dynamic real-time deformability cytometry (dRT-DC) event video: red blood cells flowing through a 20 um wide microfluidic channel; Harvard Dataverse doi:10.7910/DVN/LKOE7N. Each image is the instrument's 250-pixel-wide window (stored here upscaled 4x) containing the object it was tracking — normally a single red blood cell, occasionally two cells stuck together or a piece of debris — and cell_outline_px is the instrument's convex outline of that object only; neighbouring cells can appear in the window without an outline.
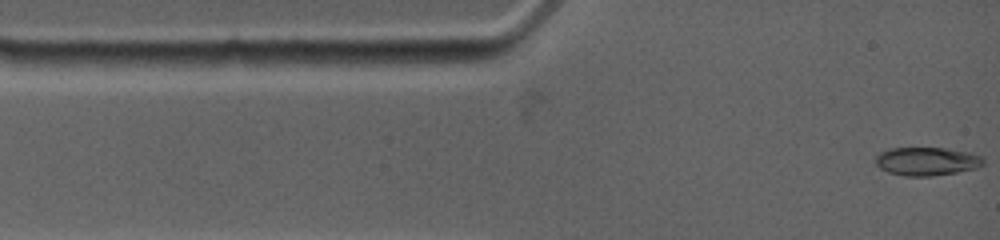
{"species": "common noctule bat (a hibernating species)", "species_latin": "Nyctalus noctula", "temperature_condition": "warm", "stored_images_in_passage": 8, "camera_frame_rate_fps": 4500, "um_per_image_px": 0.085, "animal": {"sex": "female", "body_mass_g": 19.0, "forearm_length_mm": 53.3}, "frame": {"image": 1, "passage_image": 1, "time_ms": 0.0, "image_size_px": [1000, 240], "cell_outline_px": [[984, 164], [976, 168], [956, 172], [932, 176], [904, 176], [888, 172], [880, 168], [876, 164], [876, 156], [880, 152], [888, 148], [944, 148], [972, 152], [980, 156], [984, 160]], "centroid_in_image_um": [78.78, 13.71], "position_along_channel_um": 6.2, "area_um2": 17.86}}
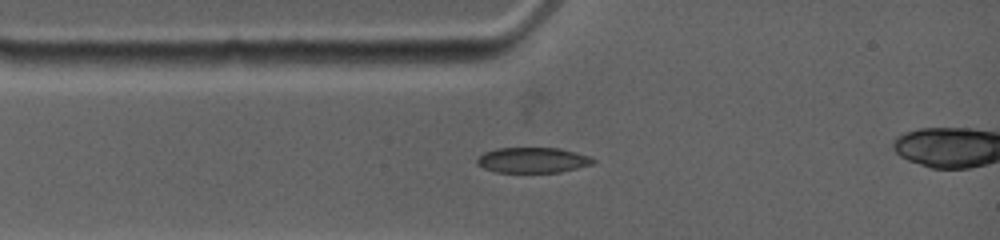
{"frame": {"image": 2, "passage_image": 5, "time_ms": 2.0, "image_size_px": [1000, 240], "cell_outline_px": [[596, 160], [592, 164], [560, 172], [496, 172], [484, 168], [476, 164], [476, 160], [484, 152], [496, 148], [560, 148], [576, 152], [588, 156]], "centroid_in_image_um": [45.26, 13.6], "position_along_channel_um": 39.7, "area_um2": 17.11}}
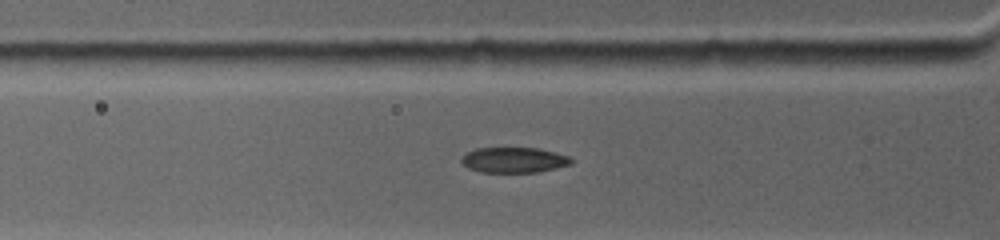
{"frame": {"image": 3, "passage_image": 7, "time_ms": 3.111, "image_size_px": [1000, 240], "cell_outline_px": [[576, 160], [572, 164], [540, 172], [480, 172], [468, 168], [460, 160], [468, 152], [476, 148], [540, 148], [556, 152], [568, 156]], "centroid_in_image_um": [43.75, 13.6], "position_along_channel_um": 82.1, "area_um2": 16.36}}